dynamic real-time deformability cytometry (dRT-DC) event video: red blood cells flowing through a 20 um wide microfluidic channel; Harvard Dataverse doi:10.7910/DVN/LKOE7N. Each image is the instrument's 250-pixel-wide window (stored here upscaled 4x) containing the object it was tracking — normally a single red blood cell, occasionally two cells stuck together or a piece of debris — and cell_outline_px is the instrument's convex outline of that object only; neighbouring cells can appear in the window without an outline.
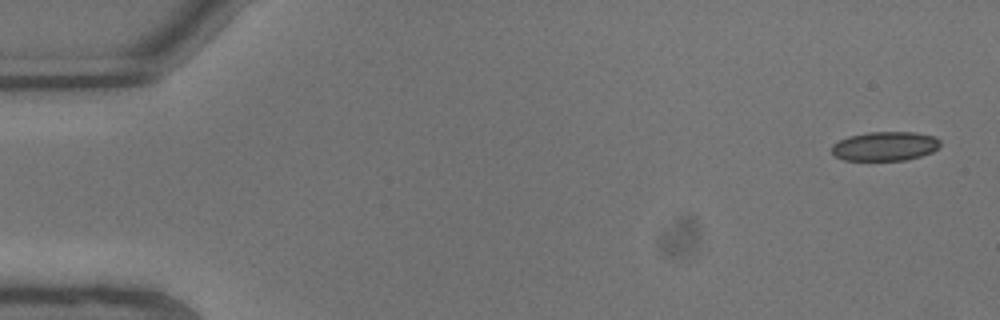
{"species": "common noctule bat (a hibernating species)", "species_latin": "Nyctalus noctula", "temperature_condition": "warm", "stored_images_in_passage": 9, "camera_frame_rate_fps": 3000, "um_per_image_px": 0.085, "animal": {"sex": "male", "body_mass_g": 13.3}, "frame": {"image": 1, "passage_image": 1, "time_ms": 0.0, "image_size_px": [1000, 320], "cell_outline_px": [[940, 144], [932, 152], [920, 156], [904, 160], [844, 160], [836, 156], [832, 152], [832, 144], [848, 136], [868, 132], [916, 132], [932, 136], [940, 140]], "centroid_in_image_um": [75.21, 12.42], "position_along_channel_um": 9.8, "area_um2": 18.32}}
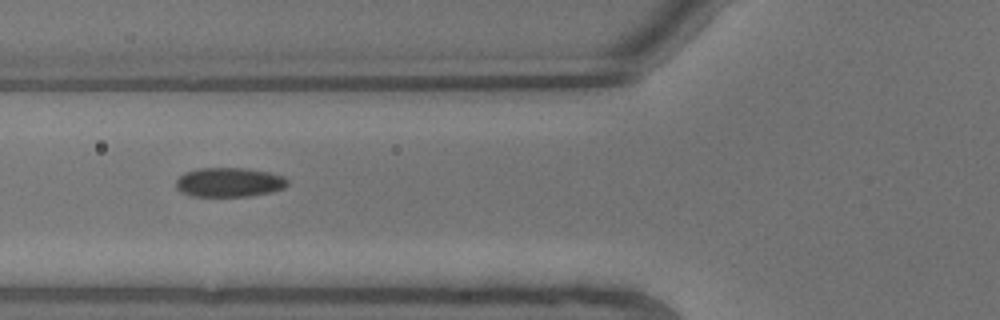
{"frame": {"image": 2, "passage_image": 8, "time_ms": 2.333, "image_size_px": [1000, 320], "cell_outline_px": [[288, 184], [284, 188], [272, 192], [252, 196], [188, 196], [180, 192], [176, 188], [176, 180], [184, 172], [196, 168], [248, 168], [268, 172], [284, 176], [288, 180]], "centroid_in_image_um": [19.47, 15.49], "position_along_channel_um": 106.3, "area_um2": 19.36}}
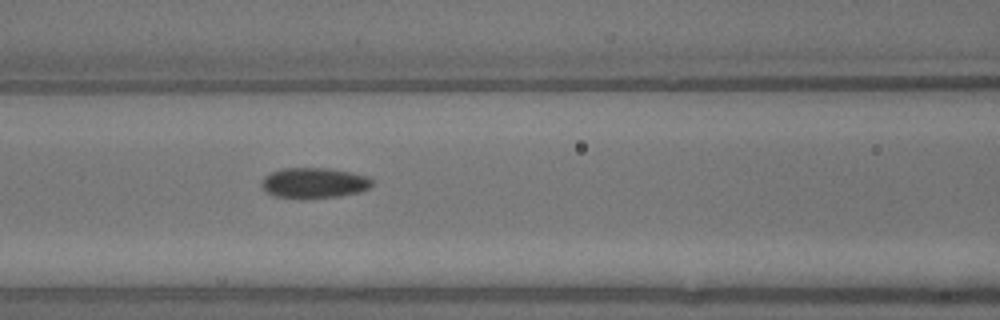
{"frame": {"image": 3, "passage_image": 9, "time_ms": 2.667, "image_size_px": [1000, 320], "cell_outline_px": [[372, 184], [368, 188], [360, 192], [340, 196], [276, 196], [264, 192], [260, 188], [260, 184], [264, 176], [272, 172], [284, 168], [328, 168], [368, 176], [372, 180]], "centroid_in_image_um": [26.67, 15.52], "position_along_channel_um": 139.9, "area_um2": 19.07}}